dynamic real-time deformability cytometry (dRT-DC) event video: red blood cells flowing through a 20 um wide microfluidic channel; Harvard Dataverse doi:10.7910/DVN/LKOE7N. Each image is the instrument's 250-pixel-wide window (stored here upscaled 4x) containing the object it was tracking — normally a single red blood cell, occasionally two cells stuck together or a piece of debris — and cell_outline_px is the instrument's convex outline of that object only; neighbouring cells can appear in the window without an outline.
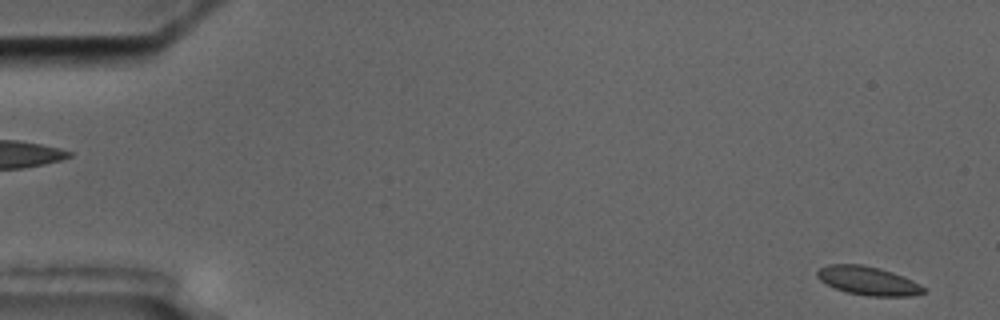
{"species": "common noctule bat (a hibernating species)", "species_latin": "Nyctalus noctula", "temperature_condition": "cold", "stored_images_in_passage": 5, "segment_of_instrument_passage": [2, 2], "camera_frame_rate_fps": 3000, "um_per_image_px": 0.085, "animal": {"sex": "male", "body_mass_g": 17.5, "forearm_length_mm": 52.3}, "frame": {"image": 1, "passage_image": 5, "time_ms": 4.667, "image_size_px": [1000, 320], "cell_outline_px": [[924, 292], [912, 296], [868, 296], [848, 292], [836, 288], [820, 280], [816, 276], [816, 272], [820, 268], [828, 264], [864, 264], [880, 268], [892, 272], [912, 280], [920, 284], [924, 288]], "centroid_in_image_um": [73.77, 23.85], "position_along_channel_um": 11.2, "area_um2": 17.63}}